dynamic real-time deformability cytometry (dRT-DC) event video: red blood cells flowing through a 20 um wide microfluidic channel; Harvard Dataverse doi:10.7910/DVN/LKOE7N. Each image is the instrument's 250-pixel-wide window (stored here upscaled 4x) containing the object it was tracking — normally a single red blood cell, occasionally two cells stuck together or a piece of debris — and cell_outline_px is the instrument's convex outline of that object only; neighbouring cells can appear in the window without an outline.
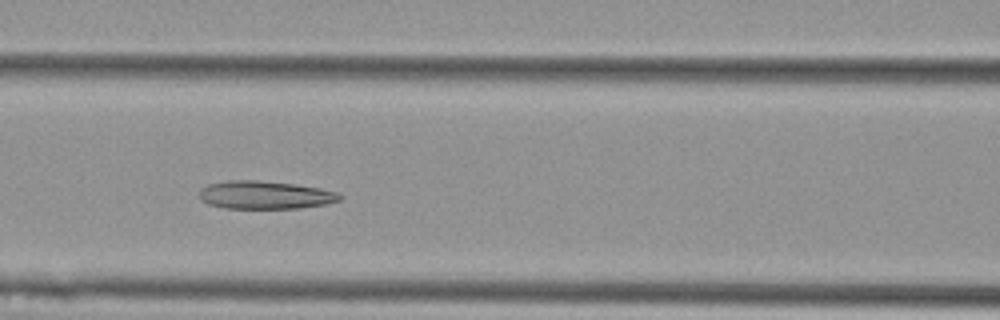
{"species": "Egyptian fruit bat (a non-hibernating species)", "species_latin": "Rousettus aegyptiacus", "temperature_condition": "cold", "stored_images_in_passage": 39, "camera_frame_rate_fps": 3000, "um_per_image_px": 0.085, "animal": {"sex": "female"}, "frame": {"image": 1, "passage_image": 11, "time_ms": 3.333, "image_size_px": [1000, 320], "cell_outline_px": [[344, 196], [340, 200], [328, 204], [300, 208], [224, 208], [208, 204], [200, 200], [200, 188], [208, 184], [228, 180], [256, 180], [296, 184], [320, 188], [336, 192]], "centroid_in_image_um": [22.53, 16.57], "position_along_channel_um": 144.1, "area_um2": 23.12}}
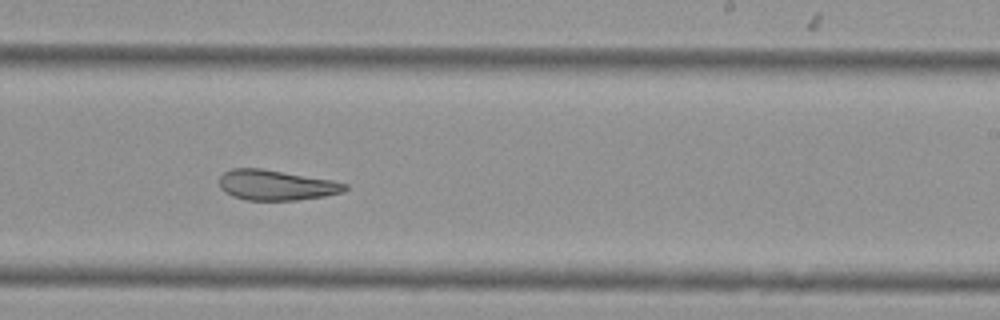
{"frame": {"image": 2, "passage_image": 21, "time_ms": 6.667, "image_size_px": [1000, 320], "cell_outline_px": [[348, 188], [340, 192], [324, 196], [296, 200], [248, 200], [232, 196], [224, 192], [220, 188], [220, 176], [224, 172], [232, 168], [260, 168], [332, 180], [348, 184]], "centroid_in_image_um": [23.44, 15.73], "position_along_channel_um": 265.6, "area_um2": 22.02}}
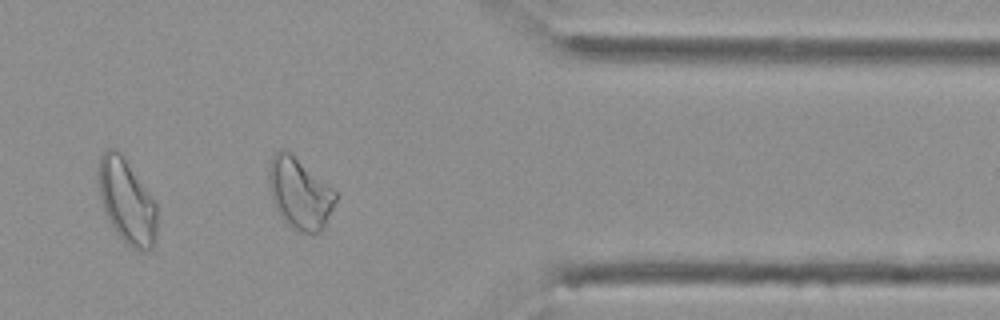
{"frame": {"image": 3, "passage_image": 32, "time_ms": 10.333, "image_size_px": [1000, 320], "cell_outline_px": [[336, 200], [324, 228], [320, 232], [304, 232], [296, 228], [284, 220], [280, 216], [276, 208], [272, 196], [268, 176], [268, 172], [272, 156], [280, 148], [284, 148], [292, 152], [332, 188], [336, 192]], "centroid_in_image_um": [25.47, 16.38], "position_along_channel_um": 385.9, "area_um2": 27.28}}